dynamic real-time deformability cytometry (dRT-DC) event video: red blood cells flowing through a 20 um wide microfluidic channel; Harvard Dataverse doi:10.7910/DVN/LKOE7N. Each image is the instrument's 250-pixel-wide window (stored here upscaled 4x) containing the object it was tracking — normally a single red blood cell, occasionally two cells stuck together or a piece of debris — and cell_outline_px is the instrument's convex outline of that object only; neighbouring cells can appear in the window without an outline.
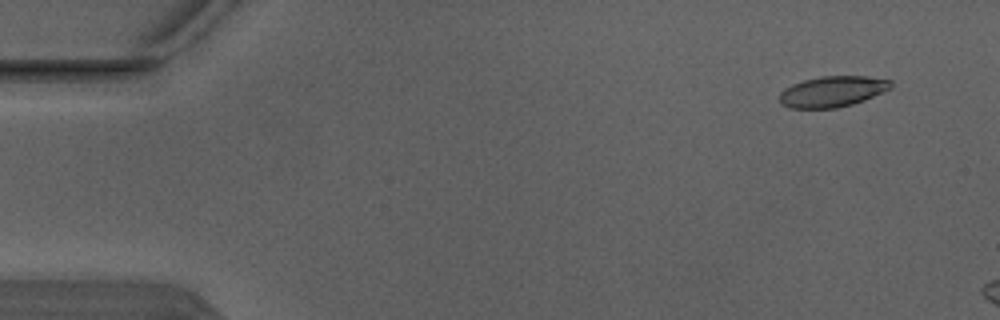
{"species": "Egyptian fruit bat (a non-hibernating species)", "species_latin": "Rousettus aegyptiacus", "temperature_condition": "warm", "stored_images_in_passage": 5, "camera_frame_rate_fps": 3000, "um_per_image_px": 0.085, "animal": {"sex": "male"}, "frame": {"image": 1, "passage_image": 1, "time_ms": 0.0, "image_size_px": [1000, 320], "cell_outline_px": [[892, 88], [884, 92], [864, 100], [852, 104], [836, 108], [788, 108], [780, 104], [780, 92], [784, 88], [792, 84], [804, 80], [820, 76], [864, 76], [892, 80]], "centroid_in_image_um": [70.75, 7.78], "position_along_channel_um": 14.2, "area_um2": 20.11}}
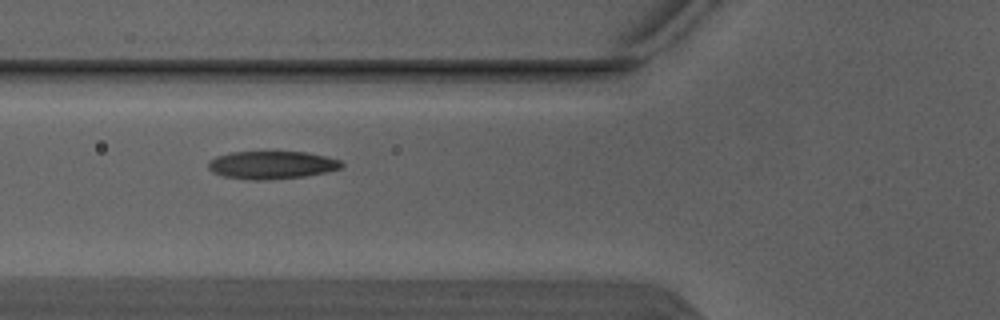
{"frame": {"image": 2, "passage_image": 4, "time_ms": 1.0, "image_size_px": [1000, 320], "cell_outline_px": [[344, 164], [340, 168], [328, 172], [304, 176], [260, 180], [252, 180], [224, 176], [212, 172], [208, 168], [208, 160], [216, 156], [232, 152], [308, 152], [340, 160]], "centroid_in_image_um": [23.08, 14.02], "position_along_channel_um": 102.7, "area_um2": 21.56}}